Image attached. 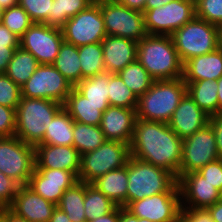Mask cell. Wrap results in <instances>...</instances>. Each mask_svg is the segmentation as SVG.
I'll list each match as a JSON object with an SVG mask.
<instances>
[{
    "mask_svg": "<svg viewBox=\"0 0 222 222\" xmlns=\"http://www.w3.org/2000/svg\"><path fill=\"white\" fill-rule=\"evenodd\" d=\"M180 138L167 123L136 119L130 156L166 169L177 178L182 159Z\"/></svg>",
    "mask_w": 222,
    "mask_h": 222,
    "instance_id": "1",
    "label": "cell"
},
{
    "mask_svg": "<svg viewBox=\"0 0 222 222\" xmlns=\"http://www.w3.org/2000/svg\"><path fill=\"white\" fill-rule=\"evenodd\" d=\"M137 60L155 80L183 77V63L169 35H147L137 45Z\"/></svg>",
    "mask_w": 222,
    "mask_h": 222,
    "instance_id": "2",
    "label": "cell"
},
{
    "mask_svg": "<svg viewBox=\"0 0 222 222\" xmlns=\"http://www.w3.org/2000/svg\"><path fill=\"white\" fill-rule=\"evenodd\" d=\"M187 93L183 77L154 81L151 87L138 97V119L169 123L181 99Z\"/></svg>",
    "mask_w": 222,
    "mask_h": 222,
    "instance_id": "3",
    "label": "cell"
},
{
    "mask_svg": "<svg viewBox=\"0 0 222 222\" xmlns=\"http://www.w3.org/2000/svg\"><path fill=\"white\" fill-rule=\"evenodd\" d=\"M127 171V206L163 192H179L177 177L164 168L130 156Z\"/></svg>",
    "mask_w": 222,
    "mask_h": 222,
    "instance_id": "4",
    "label": "cell"
},
{
    "mask_svg": "<svg viewBox=\"0 0 222 222\" xmlns=\"http://www.w3.org/2000/svg\"><path fill=\"white\" fill-rule=\"evenodd\" d=\"M62 107L54 100L21 97L16 108L15 136L30 145L39 144L46 128Z\"/></svg>",
    "mask_w": 222,
    "mask_h": 222,
    "instance_id": "5",
    "label": "cell"
},
{
    "mask_svg": "<svg viewBox=\"0 0 222 222\" xmlns=\"http://www.w3.org/2000/svg\"><path fill=\"white\" fill-rule=\"evenodd\" d=\"M174 47L183 65L194 57L219 48V26L196 16L171 35Z\"/></svg>",
    "mask_w": 222,
    "mask_h": 222,
    "instance_id": "6",
    "label": "cell"
},
{
    "mask_svg": "<svg viewBox=\"0 0 222 222\" xmlns=\"http://www.w3.org/2000/svg\"><path fill=\"white\" fill-rule=\"evenodd\" d=\"M130 158V146L105 140L96 150L81 155L78 181L92 183L109 171L122 168Z\"/></svg>",
    "mask_w": 222,
    "mask_h": 222,
    "instance_id": "7",
    "label": "cell"
},
{
    "mask_svg": "<svg viewBox=\"0 0 222 222\" xmlns=\"http://www.w3.org/2000/svg\"><path fill=\"white\" fill-rule=\"evenodd\" d=\"M35 169V149L16 136L0 137V171L27 185Z\"/></svg>",
    "mask_w": 222,
    "mask_h": 222,
    "instance_id": "8",
    "label": "cell"
},
{
    "mask_svg": "<svg viewBox=\"0 0 222 222\" xmlns=\"http://www.w3.org/2000/svg\"><path fill=\"white\" fill-rule=\"evenodd\" d=\"M101 9L107 35L119 36L135 42L148 34L143 12L131 10L116 0H95Z\"/></svg>",
    "mask_w": 222,
    "mask_h": 222,
    "instance_id": "9",
    "label": "cell"
},
{
    "mask_svg": "<svg viewBox=\"0 0 222 222\" xmlns=\"http://www.w3.org/2000/svg\"><path fill=\"white\" fill-rule=\"evenodd\" d=\"M64 41L77 47L99 43L107 36L100 5L94 1L61 28Z\"/></svg>",
    "mask_w": 222,
    "mask_h": 222,
    "instance_id": "10",
    "label": "cell"
},
{
    "mask_svg": "<svg viewBox=\"0 0 222 222\" xmlns=\"http://www.w3.org/2000/svg\"><path fill=\"white\" fill-rule=\"evenodd\" d=\"M145 29L149 35H171L196 16L195 4L188 0H173L164 6L146 10Z\"/></svg>",
    "mask_w": 222,
    "mask_h": 222,
    "instance_id": "11",
    "label": "cell"
},
{
    "mask_svg": "<svg viewBox=\"0 0 222 222\" xmlns=\"http://www.w3.org/2000/svg\"><path fill=\"white\" fill-rule=\"evenodd\" d=\"M72 88L52 64H40L21 87V97L54 100L63 105Z\"/></svg>",
    "mask_w": 222,
    "mask_h": 222,
    "instance_id": "12",
    "label": "cell"
},
{
    "mask_svg": "<svg viewBox=\"0 0 222 222\" xmlns=\"http://www.w3.org/2000/svg\"><path fill=\"white\" fill-rule=\"evenodd\" d=\"M63 41L61 28L33 23L20 37L19 47L30 52L39 64H53Z\"/></svg>",
    "mask_w": 222,
    "mask_h": 222,
    "instance_id": "13",
    "label": "cell"
},
{
    "mask_svg": "<svg viewBox=\"0 0 222 222\" xmlns=\"http://www.w3.org/2000/svg\"><path fill=\"white\" fill-rule=\"evenodd\" d=\"M219 157L212 127L207 124L193 135L183 139L180 174L198 171Z\"/></svg>",
    "mask_w": 222,
    "mask_h": 222,
    "instance_id": "14",
    "label": "cell"
},
{
    "mask_svg": "<svg viewBox=\"0 0 222 222\" xmlns=\"http://www.w3.org/2000/svg\"><path fill=\"white\" fill-rule=\"evenodd\" d=\"M126 209L138 218L154 222H178L181 199L179 192H163L131 202Z\"/></svg>",
    "mask_w": 222,
    "mask_h": 222,
    "instance_id": "15",
    "label": "cell"
},
{
    "mask_svg": "<svg viewBox=\"0 0 222 222\" xmlns=\"http://www.w3.org/2000/svg\"><path fill=\"white\" fill-rule=\"evenodd\" d=\"M181 207L208 208L220 200L222 193L197 171L178 176Z\"/></svg>",
    "mask_w": 222,
    "mask_h": 222,
    "instance_id": "16",
    "label": "cell"
},
{
    "mask_svg": "<svg viewBox=\"0 0 222 222\" xmlns=\"http://www.w3.org/2000/svg\"><path fill=\"white\" fill-rule=\"evenodd\" d=\"M76 182L78 178L71 171L35 168L27 186L45 200L57 205L63 193Z\"/></svg>",
    "mask_w": 222,
    "mask_h": 222,
    "instance_id": "17",
    "label": "cell"
},
{
    "mask_svg": "<svg viewBox=\"0 0 222 222\" xmlns=\"http://www.w3.org/2000/svg\"><path fill=\"white\" fill-rule=\"evenodd\" d=\"M56 207L57 205L45 200L29 186L22 185L8 208L28 222H49Z\"/></svg>",
    "mask_w": 222,
    "mask_h": 222,
    "instance_id": "18",
    "label": "cell"
},
{
    "mask_svg": "<svg viewBox=\"0 0 222 222\" xmlns=\"http://www.w3.org/2000/svg\"><path fill=\"white\" fill-rule=\"evenodd\" d=\"M34 149L35 168L68 170L78 178L81 155L73 146L37 144Z\"/></svg>",
    "mask_w": 222,
    "mask_h": 222,
    "instance_id": "19",
    "label": "cell"
},
{
    "mask_svg": "<svg viewBox=\"0 0 222 222\" xmlns=\"http://www.w3.org/2000/svg\"><path fill=\"white\" fill-rule=\"evenodd\" d=\"M136 119V109L109 106L102 113L100 129L106 140L130 145Z\"/></svg>",
    "mask_w": 222,
    "mask_h": 222,
    "instance_id": "20",
    "label": "cell"
},
{
    "mask_svg": "<svg viewBox=\"0 0 222 222\" xmlns=\"http://www.w3.org/2000/svg\"><path fill=\"white\" fill-rule=\"evenodd\" d=\"M209 118L210 116L186 93L168 125L180 138L185 139L204 128L209 123Z\"/></svg>",
    "mask_w": 222,
    "mask_h": 222,
    "instance_id": "21",
    "label": "cell"
},
{
    "mask_svg": "<svg viewBox=\"0 0 222 222\" xmlns=\"http://www.w3.org/2000/svg\"><path fill=\"white\" fill-rule=\"evenodd\" d=\"M106 72L118 73L137 59V45L130 39L107 35L101 42Z\"/></svg>",
    "mask_w": 222,
    "mask_h": 222,
    "instance_id": "22",
    "label": "cell"
},
{
    "mask_svg": "<svg viewBox=\"0 0 222 222\" xmlns=\"http://www.w3.org/2000/svg\"><path fill=\"white\" fill-rule=\"evenodd\" d=\"M222 77V47L189 59L183 65L184 81L218 80Z\"/></svg>",
    "mask_w": 222,
    "mask_h": 222,
    "instance_id": "23",
    "label": "cell"
},
{
    "mask_svg": "<svg viewBox=\"0 0 222 222\" xmlns=\"http://www.w3.org/2000/svg\"><path fill=\"white\" fill-rule=\"evenodd\" d=\"M110 105H95L82 95L75 87L66 98L63 108L74 121L100 126L102 113Z\"/></svg>",
    "mask_w": 222,
    "mask_h": 222,
    "instance_id": "24",
    "label": "cell"
},
{
    "mask_svg": "<svg viewBox=\"0 0 222 222\" xmlns=\"http://www.w3.org/2000/svg\"><path fill=\"white\" fill-rule=\"evenodd\" d=\"M113 203L127 207L128 171L124 167L107 172L91 183Z\"/></svg>",
    "mask_w": 222,
    "mask_h": 222,
    "instance_id": "25",
    "label": "cell"
},
{
    "mask_svg": "<svg viewBox=\"0 0 222 222\" xmlns=\"http://www.w3.org/2000/svg\"><path fill=\"white\" fill-rule=\"evenodd\" d=\"M187 93L209 116L219 114L217 80L184 81Z\"/></svg>",
    "mask_w": 222,
    "mask_h": 222,
    "instance_id": "26",
    "label": "cell"
},
{
    "mask_svg": "<svg viewBox=\"0 0 222 222\" xmlns=\"http://www.w3.org/2000/svg\"><path fill=\"white\" fill-rule=\"evenodd\" d=\"M73 125L74 120L62 107L56 113L48 128H46L44 138L39 144L72 146Z\"/></svg>",
    "mask_w": 222,
    "mask_h": 222,
    "instance_id": "27",
    "label": "cell"
},
{
    "mask_svg": "<svg viewBox=\"0 0 222 222\" xmlns=\"http://www.w3.org/2000/svg\"><path fill=\"white\" fill-rule=\"evenodd\" d=\"M75 87L81 81L78 47L63 41L52 64Z\"/></svg>",
    "mask_w": 222,
    "mask_h": 222,
    "instance_id": "28",
    "label": "cell"
},
{
    "mask_svg": "<svg viewBox=\"0 0 222 222\" xmlns=\"http://www.w3.org/2000/svg\"><path fill=\"white\" fill-rule=\"evenodd\" d=\"M39 65L37 59L30 52L19 47L8 63L5 74L21 88Z\"/></svg>",
    "mask_w": 222,
    "mask_h": 222,
    "instance_id": "29",
    "label": "cell"
},
{
    "mask_svg": "<svg viewBox=\"0 0 222 222\" xmlns=\"http://www.w3.org/2000/svg\"><path fill=\"white\" fill-rule=\"evenodd\" d=\"M86 183L78 181L67 189L57 207L64 211L72 222H86L84 211Z\"/></svg>",
    "mask_w": 222,
    "mask_h": 222,
    "instance_id": "30",
    "label": "cell"
},
{
    "mask_svg": "<svg viewBox=\"0 0 222 222\" xmlns=\"http://www.w3.org/2000/svg\"><path fill=\"white\" fill-rule=\"evenodd\" d=\"M105 140L100 126L87 125L74 121L72 146L80 155L96 150L105 142Z\"/></svg>",
    "mask_w": 222,
    "mask_h": 222,
    "instance_id": "31",
    "label": "cell"
},
{
    "mask_svg": "<svg viewBox=\"0 0 222 222\" xmlns=\"http://www.w3.org/2000/svg\"><path fill=\"white\" fill-rule=\"evenodd\" d=\"M75 88L95 105H109V72L80 81Z\"/></svg>",
    "mask_w": 222,
    "mask_h": 222,
    "instance_id": "32",
    "label": "cell"
},
{
    "mask_svg": "<svg viewBox=\"0 0 222 222\" xmlns=\"http://www.w3.org/2000/svg\"><path fill=\"white\" fill-rule=\"evenodd\" d=\"M95 0H53L51 15L43 22L48 26L62 28L64 24Z\"/></svg>",
    "mask_w": 222,
    "mask_h": 222,
    "instance_id": "33",
    "label": "cell"
},
{
    "mask_svg": "<svg viewBox=\"0 0 222 222\" xmlns=\"http://www.w3.org/2000/svg\"><path fill=\"white\" fill-rule=\"evenodd\" d=\"M78 53L81 63V81L106 72L101 42L80 46Z\"/></svg>",
    "mask_w": 222,
    "mask_h": 222,
    "instance_id": "34",
    "label": "cell"
},
{
    "mask_svg": "<svg viewBox=\"0 0 222 222\" xmlns=\"http://www.w3.org/2000/svg\"><path fill=\"white\" fill-rule=\"evenodd\" d=\"M117 74L137 97L143 95L155 81L137 59Z\"/></svg>",
    "mask_w": 222,
    "mask_h": 222,
    "instance_id": "35",
    "label": "cell"
},
{
    "mask_svg": "<svg viewBox=\"0 0 222 222\" xmlns=\"http://www.w3.org/2000/svg\"><path fill=\"white\" fill-rule=\"evenodd\" d=\"M117 205L91 183H86L84 211L86 222L95 220L112 212Z\"/></svg>",
    "mask_w": 222,
    "mask_h": 222,
    "instance_id": "36",
    "label": "cell"
},
{
    "mask_svg": "<svg viewBox=\"0 0 222 222\" xmlns=\"http://www.w3.org/2000/svg\"><path fill=\"white\" fill-rule=\"evenodd\" d=\"M109 105L136 109L138 97L122 81L117 73H109Z\"/></svg>",
    "mask_w": 222,
    "mask_h": 222,
    "instance_id": "37",
    "label": "cell"
},
{
    "mask_svg": "<svg viewBox=\"0 0 222 222\" xmlns=\"http://www.w3.org/2000/svg\"><path fill=\"white\" fill-rule=\"evenodd\" d=\"M33 23L28 13L20 5L4 10L2 24L19 38Z\"/></svg>",
    "mask_w": 222,
    "mask_h": 222,
    "instance_id": "38",
    "label": "cell"
},
{
    "mask_svg": "<svg viewBox=\"0 0 222 222\" xmlns=\"http://www.w3.org/2000/svg\"><path fill=\"white\" fill-rule=\"evenodd\" d=\"M195 9L197 18L217 26L222 24V0H198Z\"/></svg>",
    "mask_w": 222,
    "mask_h": 222,
    "instance_id": "39",
    "label": "cell"
},
{
    "mask_svg": "<svg viewBox=\"0 0 222 222\" xmlns=\"http://www.w3.org/2000/svg\"><path fill=\"white\" fill-rule=\"evenodd\" d=\"M21 100V88L5 73H0V105L16 110Z\"/></svg>",
    "mask_w": 222,
    "mask_h": 222,
    "instance_id": "40",
    "label": "cell"
},
{
    "mask_svg": "<svg viewBox=\"0 0 222 222\" xmlns=\"http://www.w3.org/2000/svg\"><path fill=\"white\" fill-rule=\"evenodd\" d=\"M53 0H18L34 23H43L51 15Z\"/></svg>",
    "mask_w": 222,
    "mask_h": 222,
    "instance_id": "41",
    "label": "cell"
},
{
    "mask_svg": "<svg viewBox=\"0 0 222 222\" xmlns=\"http://www.w3.org/2000/svg\"><path fill=\"white\" fill-rule=\"evenodd\" d=\"M19 184L0 171V208H8L17 194Z\"/></svg>",
    "mask_w": 222,
    "mask_h": 222,
    "instance_id": "42",
    "label": "cell"
},
{
    "mask_svg": "<svg viewBox=\"0 0 222 222\" xmlns=\"http://www.w3.org/2000/svg\"><path fill=\"white\" fill-rule=\"evenodd\" d=\"M197 172L222 193V158L210 162Z\"/></svg>",
    "mask_w": 222,
    "mask_h": 222,
    "instance_id": "43",
    "label": "cell"
},
{
    "mask_svg": "<svg viewBox=\"0 0 222 222\" xmlns=\"http://www.w3.org/2000/svg\"><path fill=\"white\" fill-rule=\"evenodd\" d=\"M16 110L0 105V137L15 136Z\"/></svg>",
    "mask_w": 222,
    "mask_h": 222,
    "instance_id": "44",
    "label": "cell"
},
{
    "mask_svg": "<svg viewBox=\"0 0 222 222\" xmlns=\"http://www.w3.org/2000/svg\"><path fill=\"white\" fill-rule=\"evenodd\" d=\"M180 220L182 222H215L206 208L181 207Z\"/></svg>",
    "mask_w": 222,
    "mask_h": 222,
    "instance_id": "45",
    "label": "cell"
},
{
    "mask_svg": "<svg viewBox=\"0 0 222 222\" xmlns=\"http://www.w3.org/2000/svg\"><path fill=\"white\" fill-rule=\"evenodd\" d=\"M19 43H0V73H5Z\"/></svg>",
    "mask_w": 222,
    "mask_h": 222,
    "instance_id": "46",
    "label": "cell"
},
{
    "mask_svg": "<svg viewBox=\"0 0 222 222\" xmlns=\"http://www.w3.org/2000/svg\"><path fill=\"white\" fill-rule=\"evenodd\" d=\"M215 134L219 157L222 158V113L212 115L208 123Z\"/></svg>",
    "mask_w": 222,
    "mask_h": 222,
    "instance_id": "47",
    "label": "cell"
},
{
    "mask_svg": "<svg viewBox=\"0 0 222 222\" xmlns=\"http://www.w3.org/2000/svg\"><path fill=\"white\" fill-rule=\"evenodd\" d=\"M120 5H123L131 10L145 12V4L147 0H116Z\"/></svg>",
    "mask_w": 222,
    "mask_h": 222,
    "instance_id": "48",
    "label": "cell"
},
{
    "mask_svg": "<svg viewBox=\"0 0 222 222\" xmlns=\"http://www.w3.org/2000/svg\"><path fill=\"white\" fill-rule=\"evenodd\" d=\"M19 39L6 26L0 24V43H19Z\"/></svg>",
    "mask_w": 222,
    "mask_h": 222,
    "instance_id": "49",
    "label": "cell"
},
{
    "mask_svg": "<svg viewBox=\"0 0 222 222\" xmlns=\"http://www.w3.org/2000/svg\"><path fill=\"white\" fill-rule=\"evenodd\" d=\"M120 218V206H117L112 212L101 216L89 222H118Z\"/></svg>",
    "mask_w": 222,
    "mask_h": 222,
    "instance_id": "50",
    "label": "cell"
},
{
    "mask_svg": "<svg viewBox=\"0 0 222 222\" xmlns=\"http://www.w3.org/2000/svg\"><path fill=\"white\" fill-rule=\"evenodd\" d=\"M215 222H222V196L213 206L207 208Z\"/></svg>",
    "mask_w": 222,
    "mask_h": 222,
    "instance_id": "51",
    "label": "cell"
},
{
    "mask_svg": "<svg viewBox=\"0 0 222 222\" xmlns=\"http://www.w3.org/2000/svg\"><path fill=\"white\" fill-rule=\"evenodd\" d=\"M0 214L6 222H28L25 218L16 215L9 208H1Z\"/></svg>",
    "mask_w": 222,
    "mask_h": 222,
    "instance_id": "52",
    "label": "cell"
},
{
    "mask_svg": "<svg viewBox=\"0 0 222 222\" xmlns=\"http://www.w3.org/2000/svg\"><path fill=\"white\" fill-rule=\"evenodd\" d=\"M49 222H72V221L68 218L67 214L64 211L56 207Z\"/></svg>",
    "mask_w": 222,
    "mask_h": 222,
    "instance_id": "53",
    "label": "cell"
},
{
    "mask_svg": "<svg viewBox=\"0 0 222 222\" xmlns=\"http://www.w3.org/2000/svg\"><path fill=\"white\" fill-rule=\"evenodd\" d=\"M118 222H137V216L133 215L125 207H120V218Z\"/></svg>",
    "mask_w": 222,
    "mask_h": 222,
    "instance_id": "54",
    "label": "cell"
},
{
    "mask_svg": "<svg viewBox=\"0 0 222 222\" xmlns=\"http://www.w3.org/2000/svg\"><path fill=\"white\" fill-rule=\"evenodd\" d=\"M171 1L173 0H147L145 4V11L164 6L167 3H170Z\"/></svg>",
    "mask_w": 222,
    "mask_h": 222,
    "instance_id": "55",
    "label": "cell"
},
{
    "mask_svg": "<svg viewBox=\"0 0 222 222\" xmlns=\"http://www.w3.org/2000/svg\"><path fill=\"white\" fill-rule=\"evenodd\" d=\"M217 91H218V102H219V113H222V77L217 80Z\"/></svg>",
    "mask_w": 222,
    "mask_h": 222,
    "instance_id": "56",
    "label": "cell"
},
{
    "mask_svg": "<svg viewBox=\"0 0 222 222\" xmlns=\"http://www.w3.org/2000/svg\"><path fill=\"white\" fill-rule=\"evenodd\" d=\"M18 5V0H0V6L6 10L10 7Z\"/></svg>",
    "mask_w": 222,
    "mask_h": 222,
    "instance_id": "57",
    "label": "cell"
},
{
    "mask_svg": "<svg viewBox=\"0 0 222 222\" xmlns=\"http://www.w3.org/2000/svg\"><path fill=\"white\" fill-rule=\"evenodd\" d=\"M219 46L222 47V24L219 26Z\"/></svg>",
    "mask_w": 222,
    "mask_h": 222,
    "instance_id": "58",
    "label": "cell"
},
{
    "mask_svg": "<svg viewBox=\"0 0 222 222\" xmlns=\"http://www.w3.org/2000/svg\"><path fill=\"white\" fill-rule=\"evenodd\" d=\"M4 9L0 6V24L2 23Z\"/></svg>",
    "mask_w": 222,
    "mask_h": 222,
    "instance_id": "59",
    "label": "cell"
},
{
    "mask_svg": "<svg viewBox=\"0 0 222 222\" xmlns=\"http://www.w3.org/2000/svg\"><path fill=\"white\" fill-rule=\"evenodd\" d=\"M137 222H154V221H150L148 219H143V218H138L137 217Z\"/></svg>",
    "mask_w": 222,
    "mask_h": 222,
    "instance_id": "60",
    "label": "cell"
},
{
    "mask_svg": "<svg viewBox=\"0 0 222 222\" xmlns=\"http://www.w3.org/2000/svg\"><path fill=\"white\" fill-rule=\"evenodd\" d=\"M0 222H6L5 220H4V217L0 214Z\"/></svg>",
    "mask_w": 222,
    "mask_h": 222,
    "instance_id": "61",
    "label": "cell"
},
{
    "mask_svg": "<svg viewBox=\"0 0 222 222\" xmlns=\"http://www.w3.org/2000/svg\"><path fill=\"white\" fill-rule=\"evenodd\" d=\"M188 1H191L193 2L194 4H196L198 2V0H188Z\"/></svg>",
    "mask_w": 222,
    "mask_h": 222,
    "instance_id": "62",
    "label": "cell"
}]
</instances>
